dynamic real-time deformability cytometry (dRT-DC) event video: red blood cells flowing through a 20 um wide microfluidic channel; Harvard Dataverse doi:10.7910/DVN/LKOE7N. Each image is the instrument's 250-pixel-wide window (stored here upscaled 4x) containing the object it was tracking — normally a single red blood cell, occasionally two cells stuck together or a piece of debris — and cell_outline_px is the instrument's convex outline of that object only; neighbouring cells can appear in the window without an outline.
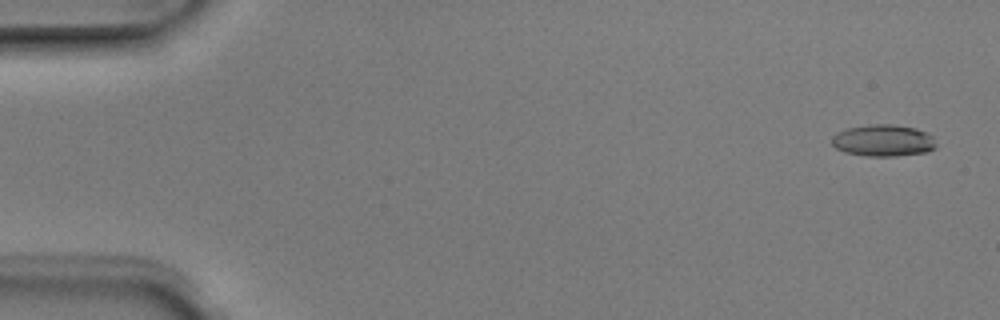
{"species": "Egyptian fruit bat (a non-hibernating species)", "species_latin": "Rousettus aegyptiacus", "temperature_condition": "room temperature", "stored_images_in_passage": 6, "camera_frame_rate_fps": 3000, "um_per_image_px": 0.085, "animal": {"sex": "male"}, "frame": {"image": 1, "passage_image": 1, "time_ms": 0.0, "image_size_px": [1000, 320], "cell_outline_px": [[936, 148], [928, 152], [896, 156], [864, 156], [844, 152], [836, 148], [832, 144], [832, 136], [836, 132], [848, 128], [872, 124], [892, 124], [916, 128], [932, 136], [936, 144]], "centroid_in_image_um": [75.07, 11.95], "position_along_channel_um": 9.9, "area_um2": 19.42}}
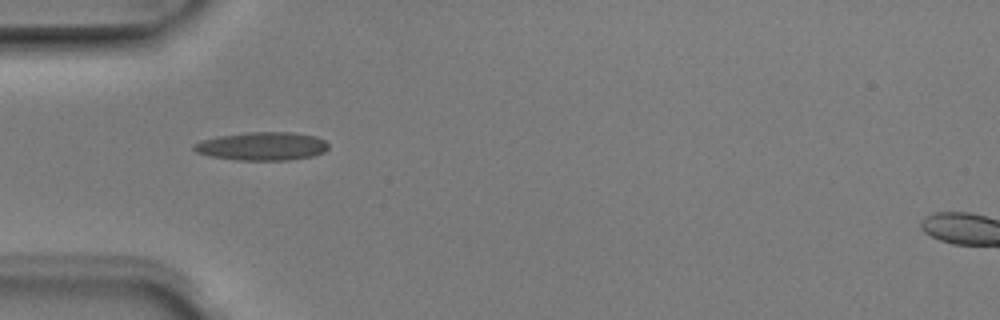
{"frame": {"image": 2, "passage_image": 5, "time_ms": 1.333, "image_size_px": [1000, 320], "cell_outline_px": [[328, 148], [324, 152], [312, 156], [288, 160], [236, 160], [208, 156], [196, 152], [192, 148], [192, 144], [204, 140], [220, 136], [244, 132], [292, 132], [316, 136], [324, 140], [328, 144]], "centroid_in_image_um": [22.27, 12.43], "position_along_channel_um": 62.7, "area_um2": 22.25}}
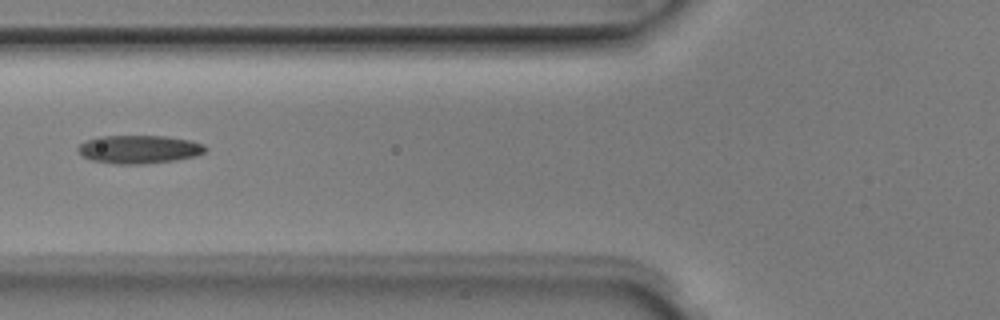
{"frame": {"image": 3, "passage_image": 6, "time_ms": 1.667, "image_size_px": [1000, 320], "cell_outline_px": [[208, 148], [204, 152], [196, 156], [176, 160], [144, 164], [116, 164], [92, 160], [80, 156], [76, 148], [80, 144], [88, 140], [100, 136], [164, 136], [192, 140], [204, 144]], "centroid_in_image_um": [11.83, 12.69], "position_along_channel_um": 114.0, "area_um2": 21.15}}